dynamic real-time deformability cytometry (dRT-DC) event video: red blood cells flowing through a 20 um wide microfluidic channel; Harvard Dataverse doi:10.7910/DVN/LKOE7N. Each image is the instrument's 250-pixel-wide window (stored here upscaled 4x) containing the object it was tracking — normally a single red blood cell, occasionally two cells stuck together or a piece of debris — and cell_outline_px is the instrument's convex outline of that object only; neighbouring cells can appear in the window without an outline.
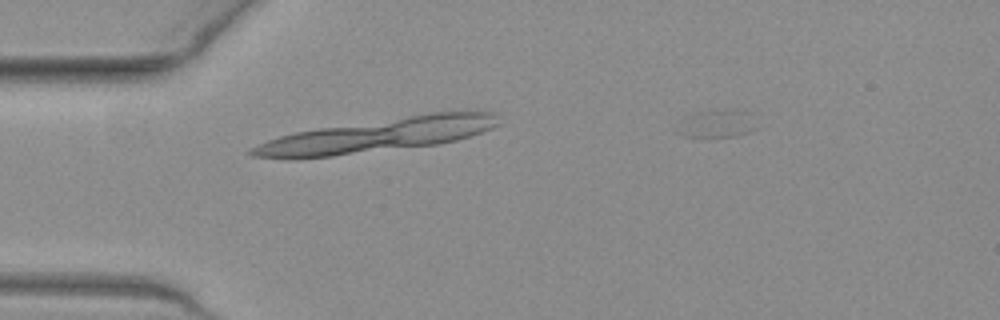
{"species": "common noctule bat (a hibernating species)", "species_latin": "Nyctalus noctula", "temperature_condition": "warm", "stored_images_in_passage": 4, "camera_frame_rate_fps": 3000, "um_per_image_px": 0.085, "animal": {"sex": "female", "body_mass_g": 19.3, "forearm_length_mm": 54.1}, "frame": {"image": 1, "passage_image": 1, "time_ms": 0.0, "image_size_px": [1000, 320], "cell_outline_px": [[760, 128], [752, 132], [736, 136], [704, 140], [684, 136], [676, 132], [684, 116], [700, 112], [752, 112]], "centroid_in_image_um": [60.98, 10.62], "position_along_channel_um": 24.0, "area_um2": 13.24}}